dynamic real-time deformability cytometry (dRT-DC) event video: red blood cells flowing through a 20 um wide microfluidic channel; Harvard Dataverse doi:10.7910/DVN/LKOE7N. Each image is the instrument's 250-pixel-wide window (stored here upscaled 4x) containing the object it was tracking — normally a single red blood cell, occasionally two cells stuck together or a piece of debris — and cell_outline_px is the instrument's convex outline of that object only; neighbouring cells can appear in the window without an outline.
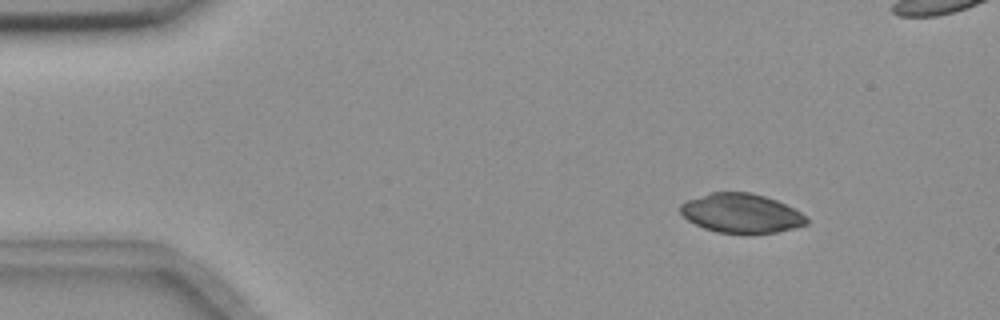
{"species": "common noctule bat (a hibernating species)", "species_latin": "Nyctalus noctula", "temperature_condition": "room temperature", "stored_images_in_passage": 5, "camera_frame_rate_fps": 3000, "um_per_image_px": 0.085, "animal": {"sex": "female", "body_mass_g": 18.4}, "frame": {"image": 1, "passage_image": 2, "time_ms": 0.333, "image_size_px": [1000, 320], "cell_outline_px": [[808, 224], [776, 232], [716, 232], [704, 228], [688, 220], [680, 212], [680, 204], [688, 200], [712, 192], [748, 192], [764, 196], [776, 200], [800, 212], [808, 220]], "centroid_in_image_um": [62.98, 18.11], "position_along_channel_um": 22.0, "area_um2": 28.21}}